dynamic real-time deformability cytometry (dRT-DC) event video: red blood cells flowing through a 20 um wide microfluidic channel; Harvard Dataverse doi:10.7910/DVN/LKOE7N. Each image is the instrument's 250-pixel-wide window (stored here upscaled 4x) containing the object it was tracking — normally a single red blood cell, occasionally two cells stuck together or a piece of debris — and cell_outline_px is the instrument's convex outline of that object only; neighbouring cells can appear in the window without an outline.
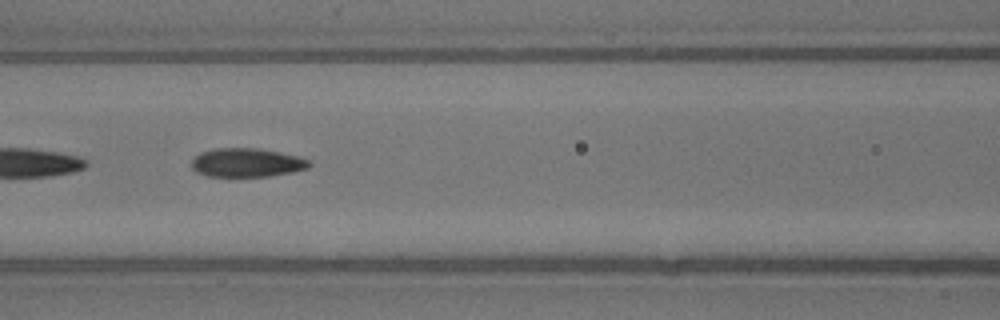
{"species": "common noctule bat (a hibernating species)", "species_latin": "Nyctalus noctula", "temperature_condition": "warm", "stored_images_in_passage": 19, "camera_frame_rate_fps": 3000, "um_per_image_px": 0.085, "animal": {"sex": "male", "body_mass_g": 13.3}, "frame": {"image": 1, "passage_image": 11, "time_ms": 3.333, "image_size_px": [1000, 320], "cell_outline_px": [[312, 164], [308, 168], [292, 172], [268, 176], [208, 176], [196, 172], [192, 168], [192, 160], [200, 152], [216, 148], [256, 148], [296, 156], [308, 160]], "centroid_in_image_um": [20.95, 13.82], "position_along_channel_um": 145.7, "area_um2": 19.48}}
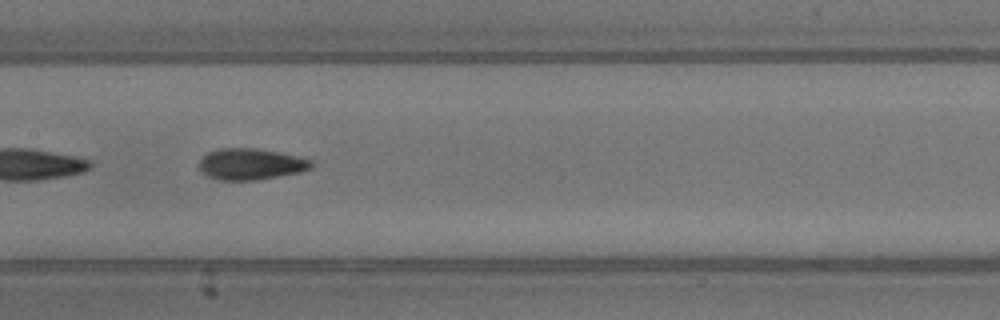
{"frame": {"image": 2, "passage_image": 14, "time_ms": 4.333, "image_size_px": [1000, 320], "cell_outline_px": [[312, 168], [300, 172], [256, 180], [216, 180], [208, 176], [200, 168], [200, 160], [208, 152], [220, 148], [256, 148], [296, 156], [312, 160]], "centroid_in_image_um": [21.31, 13.95], "position_along_channel_um": 186.1, "area_um2": 20.23}}